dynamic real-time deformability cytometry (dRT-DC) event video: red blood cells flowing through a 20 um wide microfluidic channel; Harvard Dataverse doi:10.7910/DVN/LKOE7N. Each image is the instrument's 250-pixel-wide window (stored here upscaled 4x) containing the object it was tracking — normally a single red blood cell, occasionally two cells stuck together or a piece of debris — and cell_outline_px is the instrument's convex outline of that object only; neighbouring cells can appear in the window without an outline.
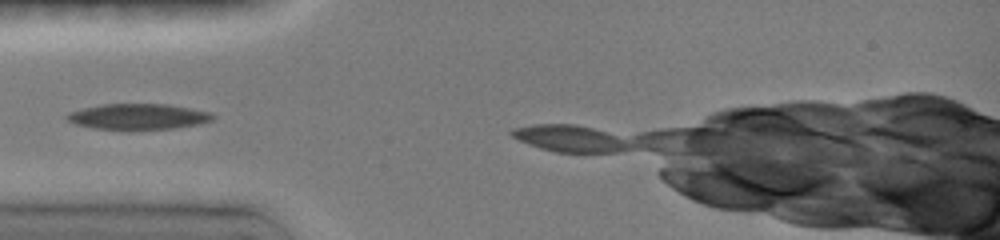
{"species": "common noctule bat (a hibernating species)", "species_latin": "Nyctalus noctula", "temperature_condition": "room temperature", "stored_images_in_passage": 3, "camera_frame_rate_fps": 3000, "um_per_image_px": 0.085, "animal": {"sex": "female", "body_mass_g": 19.0, "forearm_length_mm": 51.5}, "frame": {"image": 1, "passage_image": 2, "time_ms": 1.0, "image_size_px": [1000, 240], "cell_outline_px": [[216, 116], [212, 120], [200, 124], [172, 128], [128, 132], [92, 128], [76, 124], [68, 120], [64, 116], [68, 112], [100, 104], [168, 104], [212, 112]], "centroid_in_image_um": [11.73, 9.94], "position_along_channel_um": 73.3, "area_um2": 22.66}}